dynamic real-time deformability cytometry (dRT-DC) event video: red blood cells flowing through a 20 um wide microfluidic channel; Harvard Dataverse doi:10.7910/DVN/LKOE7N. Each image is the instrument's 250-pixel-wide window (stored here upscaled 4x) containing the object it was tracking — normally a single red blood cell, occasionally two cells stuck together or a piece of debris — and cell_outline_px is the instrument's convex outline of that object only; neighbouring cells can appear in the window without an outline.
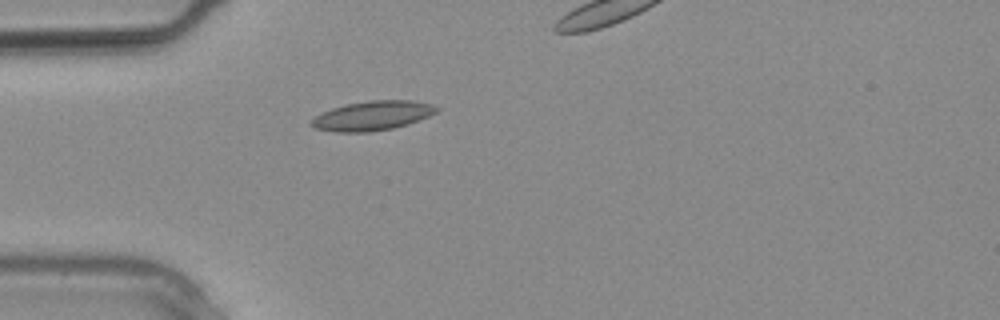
{"species": "common noctule bat (a hibernating species)", "species_latin": "Nyctalus noctula", "temperature_condition": "warm", "stored_images_in_passage": 3, "camera_frame_rate_fps": 3000, "um_per_image_px": 0.085, "animal": {"sex": "male", "body_mass_g": 20.4}, "frame": {"image": 1, "passage_image": 2, "time_ms": 0.333, "image_size_px": [1000, 320], "cell_outline_px": [[440, 108], [436, 112], [428, 116], [408, 124], [392, 128], [368, 132], [336, 132], [312, 128], [308, 124], [316, 116], [332, 108], [344, 104], [368, 100], [412, 100], [432, 104]], "centroid_in_image_um": [31.64, 9.83], "position_along_channel_um": 53.4, "area_um2": 21.5}}